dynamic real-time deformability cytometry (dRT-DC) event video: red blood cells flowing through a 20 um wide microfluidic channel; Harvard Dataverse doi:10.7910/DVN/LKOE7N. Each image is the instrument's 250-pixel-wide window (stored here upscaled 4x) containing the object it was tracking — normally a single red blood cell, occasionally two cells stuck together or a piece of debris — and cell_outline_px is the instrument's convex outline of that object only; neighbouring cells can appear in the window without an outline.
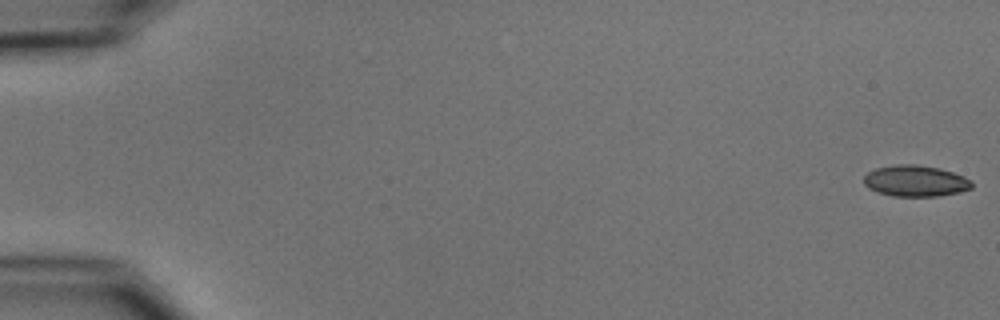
{"species": "common noctule bat (a hibernating species)", "species_latin": "Nyctalus noctula", "temperature_condition": "cold", "stored_images_in_passage": 5, "camera_frame_rate_fps": 3000, "um_per_image_px": 0.085, "animal": {"sex": "male", "body_mass_g": 15.6}, "frame": {"image": 1, "passage_image": 1, "time_ms": 0.0, "image_size_px": [1000, 320], "cell_outline_px": [[972, 188], [960, 192], [936, 196], [892, 196], [868, 188], [864, 184], [864, 176], [868, 172], [876, 168], [896, 164], [916, 164], [940, 168], [964, 176], [972, 180]], "centroid_in_image_um": [77.83, 15.37], "position_along_channel_um": 7.2, "area_um2": 19.65}}
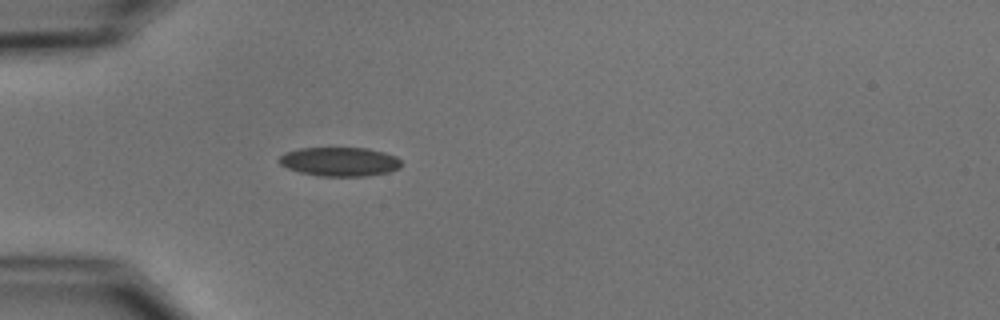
{"frame": {"image": 2, "passage_image": 5, "time_ms": 5.333, "image_size_px": [1000, 320], "cell_outline_px": [[400, 168], [388, 172], [364, 176], [320, 176], [300, 172], [288, 168], [280, 164], [280, 156], [284, 152], [300, 148], [368, 148], [384, 152], [396, 156], [400, 160]], "centroid_in_image_um": [28.87, 13.73], "position_along_channel_um": 56.1, "area_um2": 20.58}}